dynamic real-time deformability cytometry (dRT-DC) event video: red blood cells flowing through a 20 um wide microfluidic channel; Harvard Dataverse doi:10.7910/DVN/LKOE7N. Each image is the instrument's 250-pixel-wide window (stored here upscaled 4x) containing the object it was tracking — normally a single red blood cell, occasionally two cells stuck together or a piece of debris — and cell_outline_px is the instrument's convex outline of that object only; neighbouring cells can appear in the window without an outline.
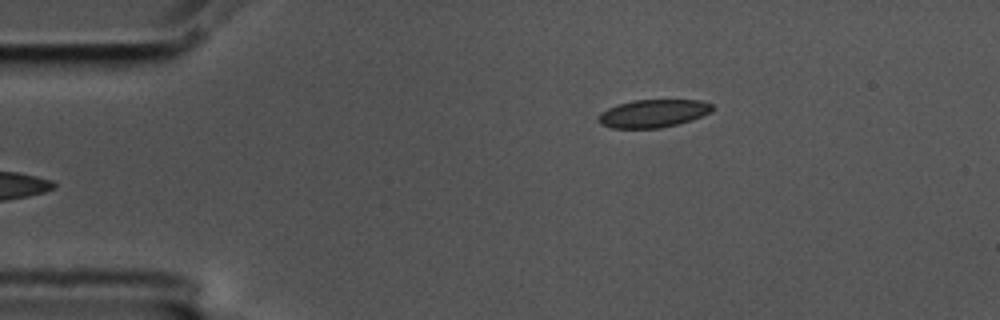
{"species": "common noctule bat (a hibernating species)", "species_latin": "Nyctalus noctula", "temperature_condition": "cold", "stored_images_in_passage": 7, "camera_frame_rate_fps": 3000, "um_per_image_px": 0.085, "animal": {"sex": "male", "body_mass_g": 17.5, "forearm_length_mm": 52.3}, "frame": {"image": 1, "passage_image": 7, "time_ms": 2.0, "image_size_px": [1000, 320], "cell_outline_px": [[712, 112], [692, 120], [660, 128], [612, 128], [600, 124], [600, 112], [608, 108], [632, 100], [700, 100], [712, 104]], "centroid_in_image_um": [55.54, 9.64], "position_along_channel_um": 29.5, "area_um2": 18.38}}